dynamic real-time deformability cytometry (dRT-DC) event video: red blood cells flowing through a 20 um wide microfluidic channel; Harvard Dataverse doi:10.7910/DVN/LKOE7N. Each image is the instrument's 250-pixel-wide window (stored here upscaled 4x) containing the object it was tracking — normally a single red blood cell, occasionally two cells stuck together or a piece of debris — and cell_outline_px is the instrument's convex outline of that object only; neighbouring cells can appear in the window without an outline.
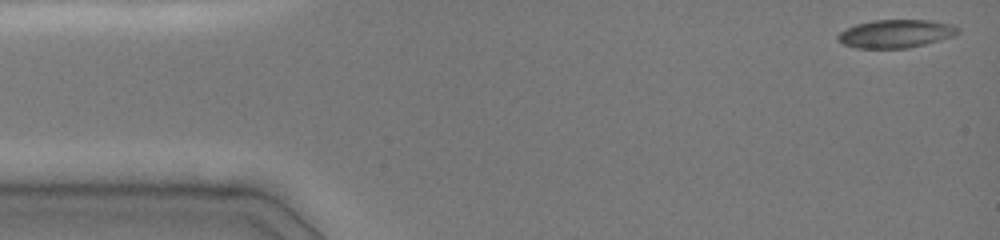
{"species": "common noctule bat (a hibernating species)", "species_latin": "Nyctalus noctula", "temperature_condition": "cold", "stored_images_in_passage": 42, "camera_frame_rate_fps": 3000, "um_per_image_px": 0.085, "animal": {"sex": "female", "body_mass_g": 19.0, "forearm_length_mm": 51.5}, "frame": {"image": 1, "passage_image": 1, "time_ms": 0.0, "image_size_px": [1000, 240], "cell_outline_px": [[960, 32], [952, 36], [940, 40], [908, 48], [856, 48], [844, 44], [836, 40], [836, 36], [840, 32], [856, 24], [872, 20], [932, 20], [952, 24], [960, 28]], "centroid_in_image_um": [76.15, 2.86], "position_along_channel_um": 8.9, "area_um2": 19.77}}
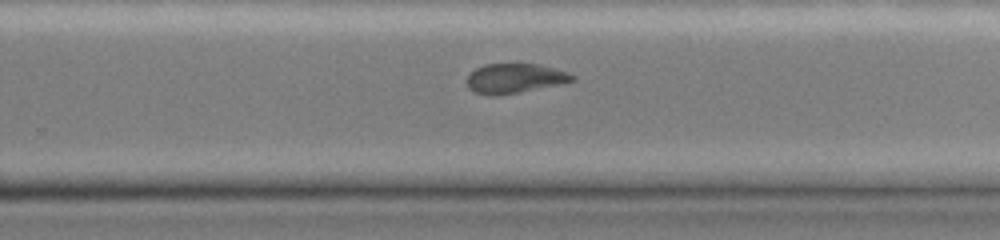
{"frame": {"image": 2, "passage_image": 30, "time_ms": 9.667, "image_size_px": [1000, 240], "cell_outline_px": [[572, 80], [556, 84], [516, 92], [492, 96], [476, 92], [468, 88], [468, 76], [476, 68], [484, 64], [536, 64], [568, 72], [572, 76]], "centroid_in_image_um": [43.67, 6.64], "position_along_channel_um": 286.1, "area_um2": 17.4}}
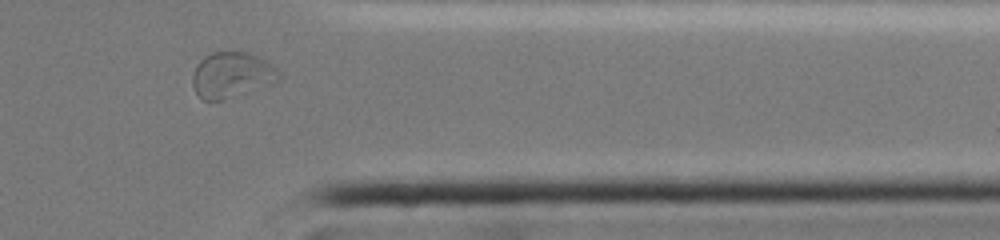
{"frame": {"image": 3, "passage_image": 38, "time_ms": 12.333, "image_size_px": [1000, 240], "cell_outline_px": [[280, 80], [276, 84], [220, 100], [204, 100], [196, 92], [192, 84], [192, 76], [196, 64], [204, 56], [212, 52], [248, 52], [276, 68], [280, 76]], "centroid_in_image_um": [19.69, 6.38], "position_along_channel_um": 391.7, "area_um2": 22.89}, "authors_computed_cell_mechanics": {"area_um2": 19.2474, "velocity_mm_per_s": 4.0097, "shape_relaxation_time_tau1_ms": null, "shape_relaxation_time_tau2_ms": 1.4863, "deformation_change_tau1": null, "deformation_change_tau2": 0.0607}}